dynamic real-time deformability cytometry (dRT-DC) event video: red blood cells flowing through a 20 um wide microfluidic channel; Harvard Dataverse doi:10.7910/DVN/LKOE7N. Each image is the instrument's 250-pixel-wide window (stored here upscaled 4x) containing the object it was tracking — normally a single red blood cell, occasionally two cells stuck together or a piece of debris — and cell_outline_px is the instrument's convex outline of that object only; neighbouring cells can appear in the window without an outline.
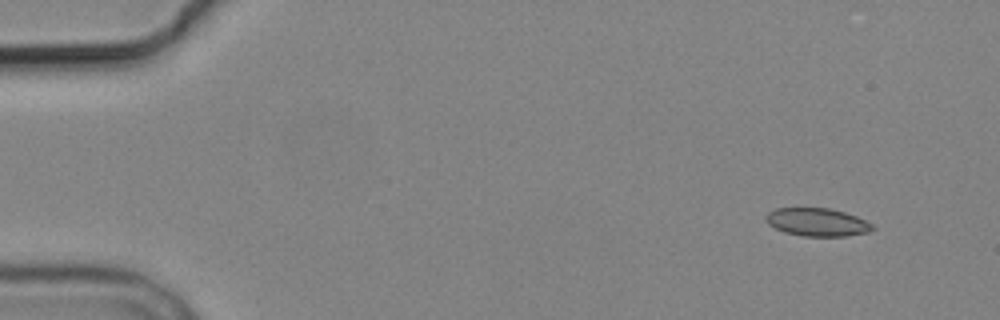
{"species": "common noctule bat (a hibernating species)", "species_latin": "Nyctalus noctula", "temperature_condition": "cold", "stored_images_in_passage": 5, "camera_frame_rate_fps": 3000, "um_per_image_px": 0.085, "animal": {"sex": "male", "body_mass_g": 19.2, "forearm_length_mm": 51.8}, "frame": {"image": 1, "passage_image": 1, "time_ms": 0.0, "image_size_px": [1000, 320], "cell_outline_px": [[876, 228], [868, 232], [848, 236], [804, 236], [784, 232], [768, 224], [764, 220], [764, 216], [768, 212], [776, 208], [828, 208], [844, 212], [856, 216], [872, 224]], "centroid_in_image_um": [69.44, 18.88], "position_along_channel_um": 15.6, "area_um2": 17.46}}
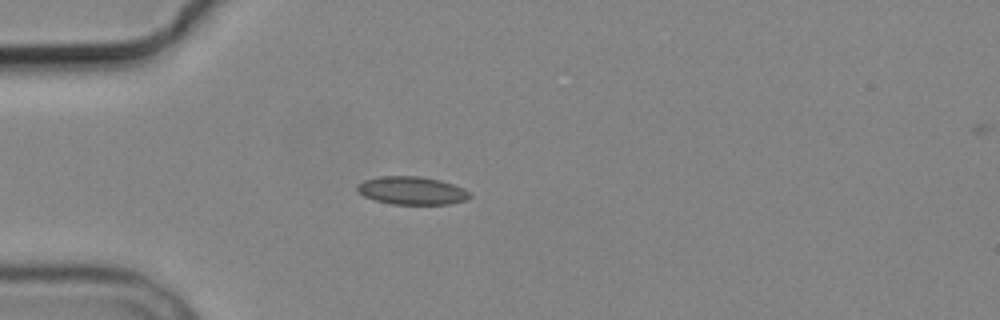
{"frame": {"image": 2, "passage_image": 4, "time_ms": 3.667, "image_size_px": [1000, 320], "cell_outline_px": [[472, 196], [464, 200], [452, 204], [392, 204], [376, 200], [364, 196], [356, 188], [356, 184], [364, 180], [380, 176], [420, 176], [440, 180], [464, 188], [472, 192]], "centroid_in_image_um": [35.03, 16.19], "position_along_channel_um": 50.0, "area_um2": 18.44}}